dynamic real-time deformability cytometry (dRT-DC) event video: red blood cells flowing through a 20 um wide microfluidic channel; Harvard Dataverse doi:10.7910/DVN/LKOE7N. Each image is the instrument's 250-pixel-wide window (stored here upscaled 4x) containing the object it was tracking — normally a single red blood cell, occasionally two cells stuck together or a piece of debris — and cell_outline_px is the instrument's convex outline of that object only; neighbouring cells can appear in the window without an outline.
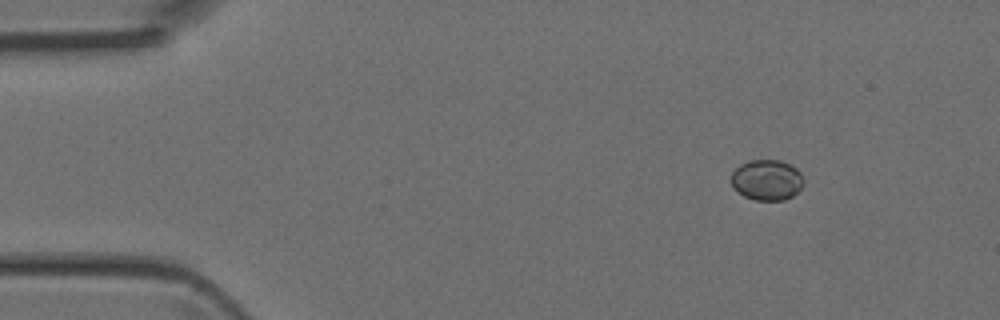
{"species": "Egyptian fruit bat (a non-hibernating species)", "species_latin": "Rousettus aegyptiacus", "temperature_condition": "room temperature", "stored_images_in_passage": 3, "camera_frame_rate_fps": 3000, "um_per_image_px": 0.085, "animal": {"sex": "female"}, "frame": {"image": 1, "passage_image": 1, "time_ms": 0.0, "image_size_px": [1000, 320], "cell_outline_px": [[804, 184], [792, 196], [784, 200], [756, 200], [744, 196], [732, 188], [728, 180], [732, 172], [740, 164], [748, 160], [780, 160], [796, 168], [800, 172], [804, 180]], "centroid_in_image_um": [65.13, 15.29], "position_along_channel_um": 19.9, "area_um2": 17.4}}
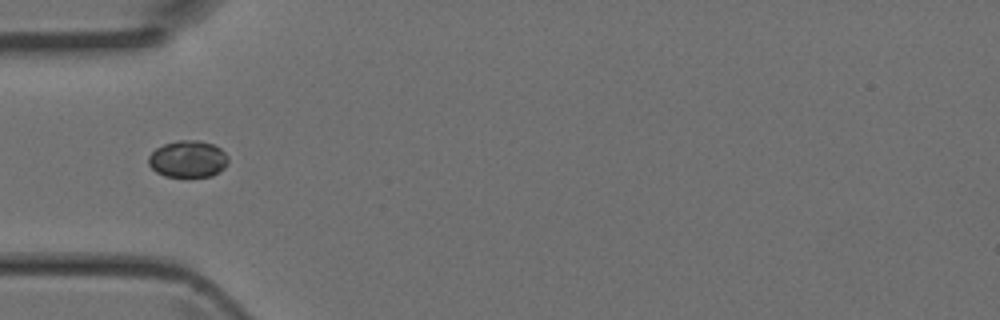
{"frame": {"image": 2, "passage_image": 3, "time_ms": 0.667, "image_size_px": [1000, 320], "cell_outline_px": [[228, 164], [220, 172], [212, 176], [164, 176], [156, 172], [148, 164], [148, 156], [156, 148], [164, 144], [176, 140], [200, 140], [212, 144], [220, 148], [228, 156]], "centroid_in_image_um": [15.98, 13.51], "position_along_channel_um": 69.0, "area_um2": 17.22}}